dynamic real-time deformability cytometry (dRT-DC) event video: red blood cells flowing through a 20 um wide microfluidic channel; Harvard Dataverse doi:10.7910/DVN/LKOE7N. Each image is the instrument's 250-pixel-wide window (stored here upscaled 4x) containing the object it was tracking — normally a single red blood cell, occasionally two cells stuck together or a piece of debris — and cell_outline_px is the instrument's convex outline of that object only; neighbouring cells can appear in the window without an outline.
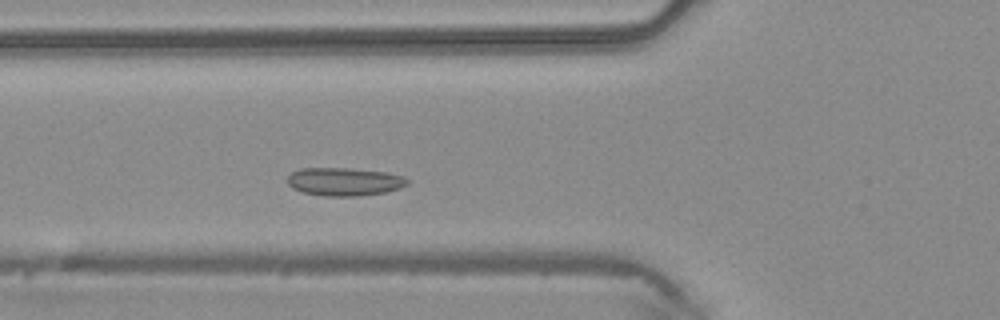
{"species": "common noctule bat (a hibernating species)", "species_latin": "Nyctalus noctula", "temperature_condition": "warm", "stored_images_in_passage": 42, "camera_frame_rate_fps": 3000, "um_per_image_px": 0.085, "animal": {"sex": "male", "body_mass_g": 20.4}, "frame": {"image": 1, "passage_image": 12, "time_ms": 3.667, "image_size_px": [1000, 320], "cell_outline_px": [[408, 184], [400, 188], [384, 192], [356, 196], [324, 196], [304, 192], [292, 188], [288, 184], [288, 176], [292, 172], [300, 168], [348, 168], [388, 172], [404, 176], [408, 180]], "centroid_in_image_um": [29.28, 15.43], "position_along_channel_um": 96.5, "area_um2": 19.65}}
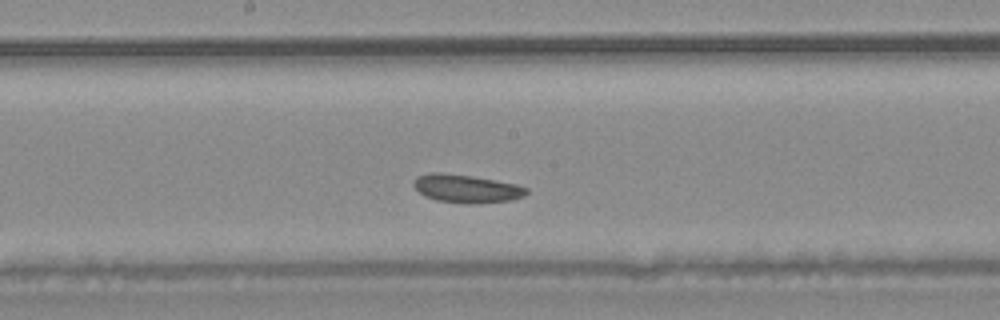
{"frame": {"image": 2, "passage_image": 20, "time_ms": 6.333, "image_size_px": [1000, 320], "cell_outline_px": [[528, 192], [524, 196], [512, 200], [476, 204], [468, 204], [436, 200], [424, 196], [412, 184], [412, 180], [416, 176], [432, 172], [440, 172], [472, 176], [516, 184], [528, 188]], "centroid_in_image_um": [39.63, 16.03], "position_along_channel_um": 208.6, "area_um2": 18.67}}
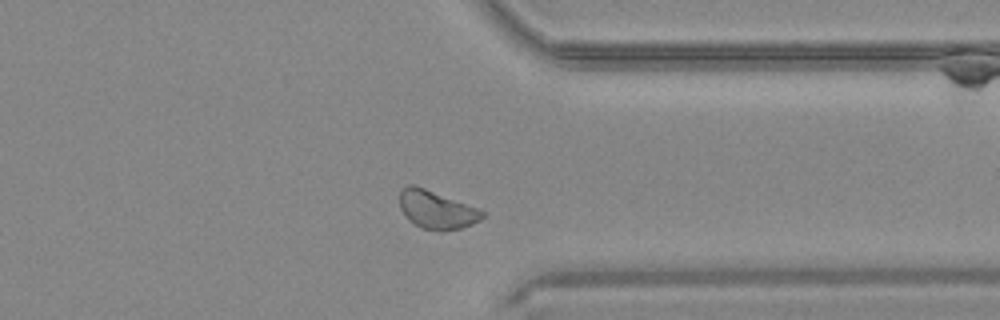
{"frame": {"image": 3, "passage_image": 32, "time_ms": 10.333, "image_size_px": [1000, 320], "cell_outline_px": [[484, 216], [480, 220], [472, 224], [460, 228], [444, 232], [420, 228], [412, 224], [408, 220], [400, 208], [400, 188], [408, 184], [416, 184], [476, 208], [484, 212]], "centroid_in_image_um": [37.05, 17.83], "position_along_channel_um": 374.4, "area_um2": 18.55}}